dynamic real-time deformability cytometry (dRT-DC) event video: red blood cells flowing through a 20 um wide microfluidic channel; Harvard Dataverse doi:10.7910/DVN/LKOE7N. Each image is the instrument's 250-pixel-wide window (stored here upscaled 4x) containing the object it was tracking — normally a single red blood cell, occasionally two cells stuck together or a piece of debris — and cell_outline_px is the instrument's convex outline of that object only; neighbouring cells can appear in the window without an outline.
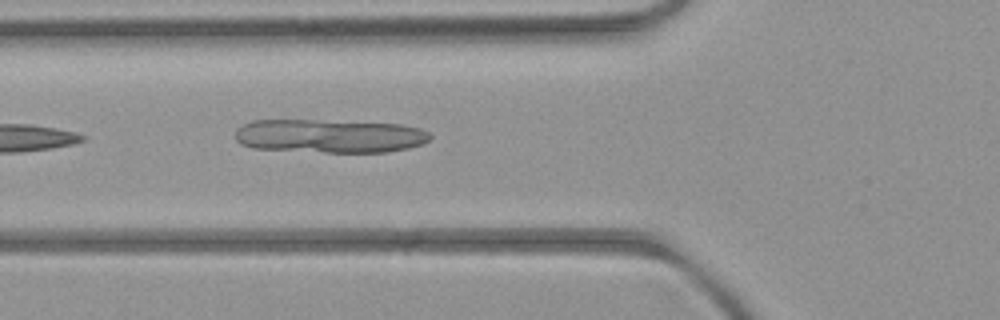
{"species": "common noctule bat (a hibernating species)", "species_latin": "Nyctalus noctula", "temperature_condition": "room temperature", "stored_images_in_passage": 2, "camera_frame_rate_fps": 3000, "um_per_image_px": 0.085, "animal": {"sex": "female", "body_mass_g": 21.9}, "frame": {"image": 1, "passage_image": 2, "time_ms": 1.0, "image_size_px": [1000, 320], "cell_outline_px": [[432, 136], [424, 144], [408, 148], [388, 152], [324, 152], [252, 148], [240, 144], [236, 140], [236, 128], [252, 120], [316, 120], [400, 124], [420, 128], [428, 132]], "centroid_in_image_um": [28.01, 11.56], "position_along_channel_um": 97.8, "area_um2": 38.26}}